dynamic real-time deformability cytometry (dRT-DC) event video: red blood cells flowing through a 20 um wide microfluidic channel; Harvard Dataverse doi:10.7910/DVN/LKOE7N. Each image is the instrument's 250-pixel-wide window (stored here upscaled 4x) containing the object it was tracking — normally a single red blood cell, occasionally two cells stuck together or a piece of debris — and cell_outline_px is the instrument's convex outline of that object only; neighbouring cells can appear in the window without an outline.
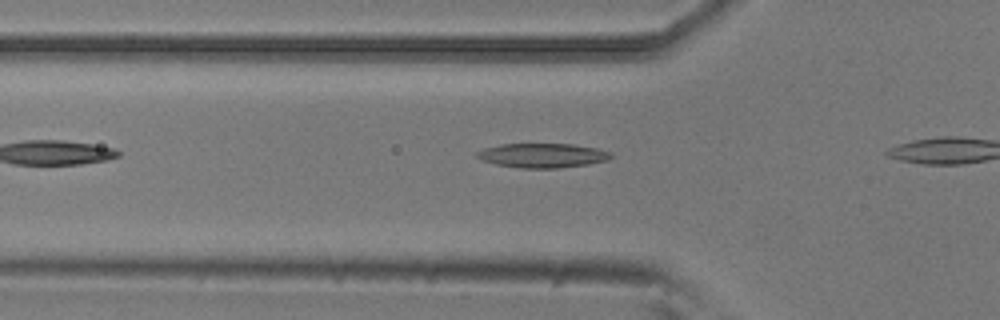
{"species": "common noctule bat (a hibernating species)", "species_latin": "Nyctalus noctula", "temperature_condition": "room temperature", "stored_images_in_passage": 4, "camera_frame_rate_fps": 3000, "um_per_image_px": 0.085, "animal": {"sex": "male", "body_mass_g": 20.5, "forearm_length_mm": 52.5}, "frame": {"image": 1, "passage_image": 2, "time_ms": 0.333, "image_size_px": [1000, 320], "cell_outline_px": [[612, 156], [608, 160], [588, 164], [560, 168], [520, 168], [496, 164], [480, 160], [476, 156], [476, 152], [484, 148], [500, 144], [572, 144], [596, 148], [612, 152]], "centroid_in_image_um": [46.1, 13.21], "position_along_channel_um": 79.7, "area_um2": 19.07}}